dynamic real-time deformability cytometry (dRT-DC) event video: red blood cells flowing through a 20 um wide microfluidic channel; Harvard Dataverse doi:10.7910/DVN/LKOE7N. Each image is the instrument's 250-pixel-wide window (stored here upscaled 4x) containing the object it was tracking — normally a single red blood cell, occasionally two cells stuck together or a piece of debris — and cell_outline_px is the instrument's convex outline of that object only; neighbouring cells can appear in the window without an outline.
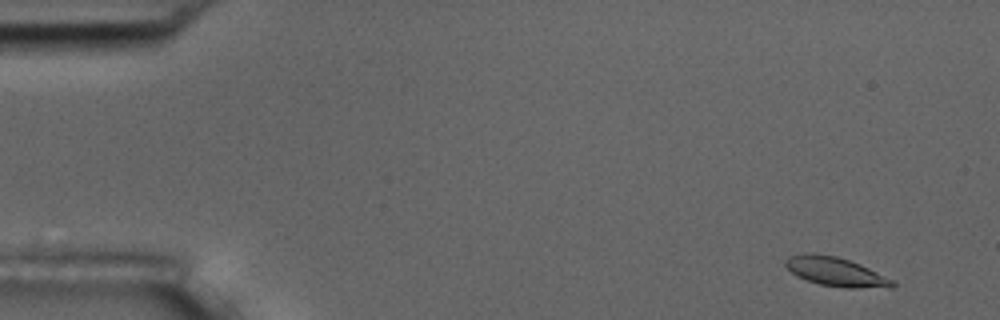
{"species": "common noctule bat (a hibernating species)", "species_latin": "Nyctalus noctula", "temperature_condition": "room temperature", "stored_images_in_passage": 42, "camera_frame_rate_fps": 3000, "um_per_image_px": 0.085, "animal": {"sex": "male", "body_mass_g": 17.5, "forearm_length_mm": 52.3}, "frame": {"image": 1, "passage_image": 3, "time_ms": 0.667, "image_size_px": [1000, 320], "cell_outline_px": [[896, 284], [892, 288], [844, 288], [820, 284], [808, 280], [792, 272], [784, 264], [784, 260], [788, 256], [804, 252], [836, 256], [860, 264], [892, 280]], "centroid_in_image_um": [71.03, 23.09], "position_along_channel_um": 14.0, "area_um2": 17.92}}
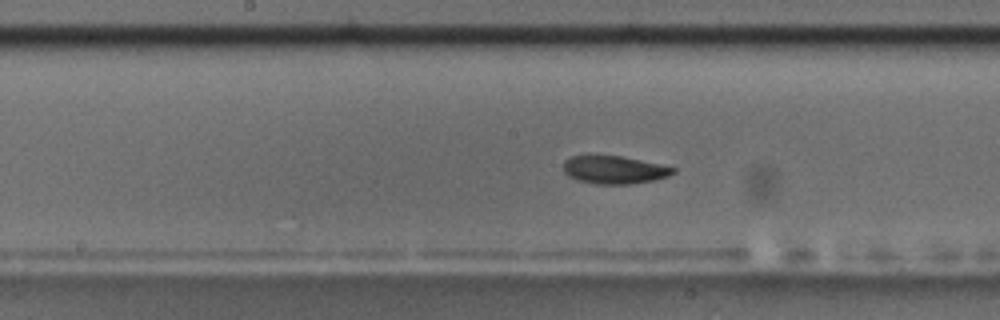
{"frame": {"image": 2, "passage_image": 28, "time_ms": 9.0, "image_size_px": [1000, 320], "cell_outline_px": [[676, 172], [668, 176], [656, 180], [632, 184], [596, 184], [576, 180], [568, 176], [564, 172], [564, 160], [572, 156], [620, 156], [640, 160], [676, 168]], "centroid_in_image_um": [52.21, 14.45], "position_along_channel_um": 196.0, "area_um2": 17.8}}
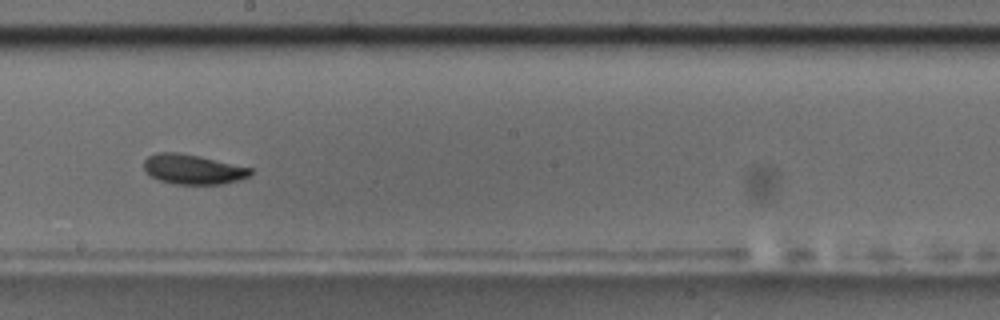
{"frame": {"image": 3, "passage_image": 31, "time_ms": 10.0, "image_size_px": [1000, 320], "cell_outline_px": [[252, 172], [248, 176], [240, 180], [220, 184], [172, 184], [160, 180], [152, 176], [144, 168], [144, 160], [148, 156], [156, 152], [176, 152], [200, 156], [252, 168]], "centroid_in_image_um": [16.4, 14.38], "position_along_channel_um": 231.8, "area_um2": 18.44}, "authors_computed_cell_mechanics": {"area_um2": 18.1203, "velocity_mm_per_s": 3.6001, "shape_relaxation_time_tau1_ms": 2.9103, "shape_relaxation_time_tau2_ms": null, "deformation_change_tau1": 0.0918, "deformation_change_tau2": null}}